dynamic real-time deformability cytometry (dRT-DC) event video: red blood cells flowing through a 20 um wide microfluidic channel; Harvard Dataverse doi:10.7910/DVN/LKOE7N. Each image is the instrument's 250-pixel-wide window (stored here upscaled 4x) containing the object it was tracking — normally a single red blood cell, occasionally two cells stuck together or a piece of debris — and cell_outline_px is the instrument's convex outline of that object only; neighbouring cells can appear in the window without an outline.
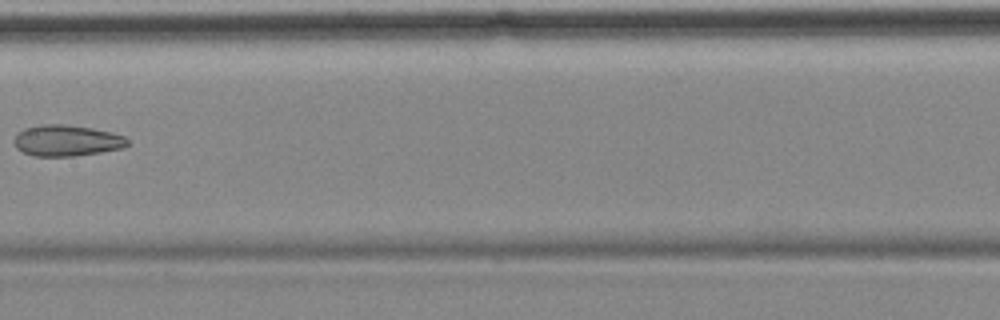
{"species": "common noctule bat (a hibernating species)", "species_latin": "Nyctalus noctula", "temperature_condition": "cold", "stored_images_in_passage": 8, "camera_frame_rate_fps": 3000, "um_per_image_px": 0.085, "animal": {"sex": "female", "body_mass_g": 18.4}, "frame": {"image": 1, "passage_image": 5, "time_ms": 5.0, "image_size_px": [1000, 320], "cell_outline_px": [[128, 144], [124, 148], [100, 152], [72, 156], [32, 156], [16, 148], [12, 140], [24, 128], [40, 124], [64, 124], [92, 128], [112, 132], [124, 136], [128, 140]], "centroid_in_image_um": [5.66, 11.94], "position_along_channel_um": 201.7, "area_um2": 20.63}}
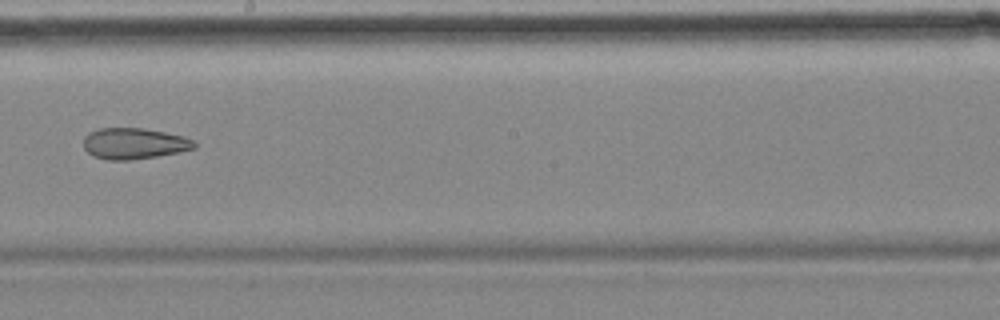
{"frame": {"image": 2, "passage_image": 6, "time_ms": 6.0, "image_size_px": [1000, 320], "cell_outline_px": [[196, 148], [180, 152], [156, 156], [128, 160], [108, 160], [92, 156], [84, 148], [84, 136], [88, 132], [100, 128], [144, 128], [184, 136], [192, 140], [196, 144]], "centroid_in_image_um": [11.38, 12.2], "position_along_channel_um": 236.8, "area_um2": 20.11}}